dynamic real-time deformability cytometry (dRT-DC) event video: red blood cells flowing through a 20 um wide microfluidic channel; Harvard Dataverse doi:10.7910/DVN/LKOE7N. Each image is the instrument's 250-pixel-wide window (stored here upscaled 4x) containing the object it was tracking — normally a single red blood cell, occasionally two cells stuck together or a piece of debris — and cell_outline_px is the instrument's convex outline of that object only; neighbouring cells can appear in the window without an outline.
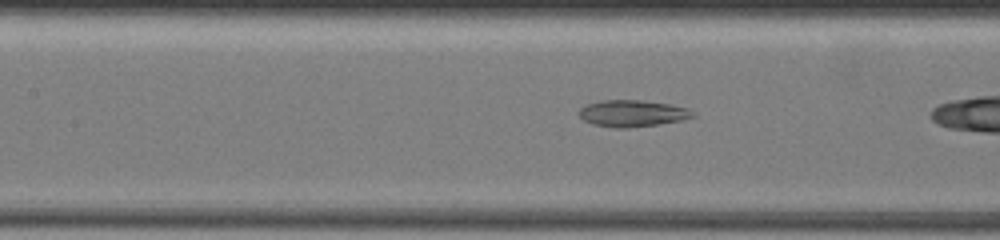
{"species": "common noctule bat (a hibernating species)", "species_latin": "Nyctalus noctula", "temperature_condition": "warm", "stored_images_in_passage": 13, "camera_frame_rate_fps": 3000, "um_per_image_px": 0.085, "animal": {"sex": "female", "body_mass_g": 19.5, "forearm_length_mm": 54.1}, "frame": {"image": 1, "passage_image": 8, "time_ms": 2.333, "image_size_px": [1000, 240], "cell_outline_px": [[696, 116], [680, 120], [656, 124], [628, 128], [612, 128], [592, 124], [584, 120], [580, 116], [580, 108], [588, 104], [604, 100], [644, 100], [668, 104], [688, 108]], "centroid_in_image_um": [53.74, 9.64], "position_along_channel_um": 153.7, "area_um2": 17.46}}
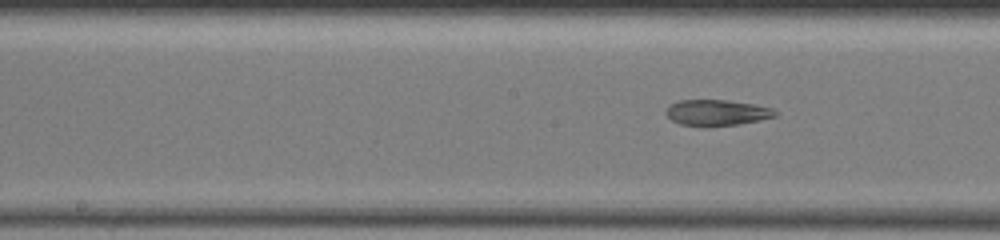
{"frame": {"image": 2, "passage_image": 11, "time_ms": 3.333, "image_size_px": [1000, 240], "cell_outline_px": [[776, 116], [760, 120], [740, 124], [708, 128], [700, 128], [680, 124], [672, 120], [664, 112], [672, 104], [680, 100], [728, 100], [752, 104], [772, 108], [776, 112]], "centroid_in_image_um": [60.91, 9.61], "position_along_channel_um": 187.3, "area_um2": 16.76}}